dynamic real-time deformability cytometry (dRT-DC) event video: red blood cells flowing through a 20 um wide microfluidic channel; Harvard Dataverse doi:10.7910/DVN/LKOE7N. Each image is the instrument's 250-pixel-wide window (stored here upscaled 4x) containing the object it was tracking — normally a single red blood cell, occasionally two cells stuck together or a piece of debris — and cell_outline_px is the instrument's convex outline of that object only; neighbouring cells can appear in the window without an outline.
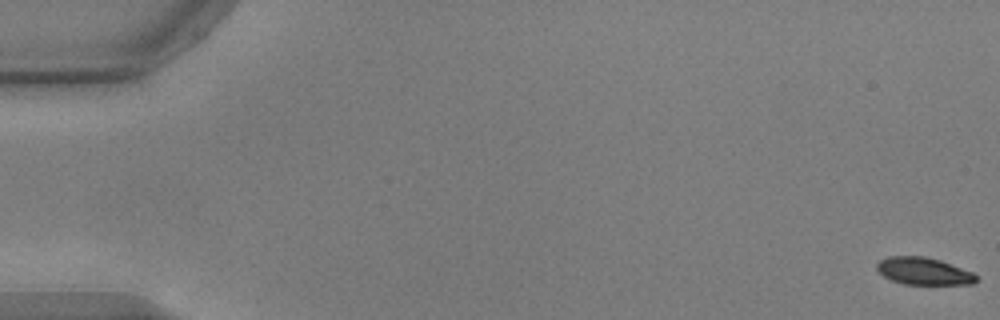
{"species": "common noctule bat (a hibernating species)", "species_latin": "Nyctalus noctula", "temperature_condition": "warm", "stored_images_in_passage": 55, "camera_frame_rate_fps": 3000, "um_per_image_px": 0.085, "animal": {"sex": "male", "body_mass_g": 17.9, "forearm_length_mm": 54.2}, "frame": {"image": 1, "passage_image": 1, "time_ms": 0.0, "image_size_px": [1000, 320], "cell_outline_px": [[976, 280], [972, 284], [904, 284], [892, 280], [884, 276], [876, 268], [876, 264], [880, 260], [888, 256], [924, 256], [940, 260], [972, 272], [976, 276]], "centroid_in_image_um": [78.48, 23.04], "position_along_channel_um": 6.5, "area_um2": 15.61}}
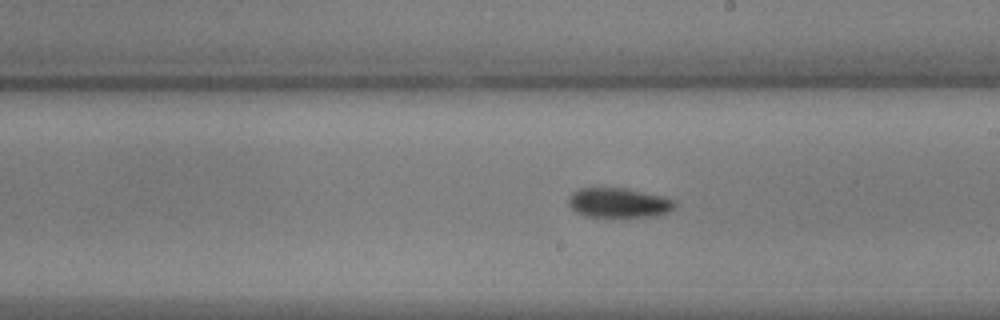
{"frame": {"image": 2, "passage_image": 32, "time_ms": 10.333, "image_size_px": [1000, 320], "cell_outline_px": [[676, 204], [668, 212], [656, 216], [588, 216], [576, 212], [568, 204], [568, 196], [572, 192], [580, 188], [624, 188], [660, 196], [676, 200]], "centroid_in_image_um": [52.56, 17.23], "position_along_channel_um": 236.4, "area_um2": 18.09}}
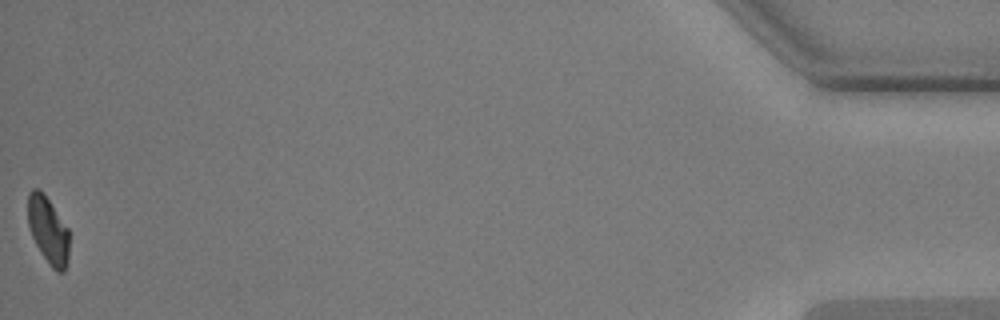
{"frame": {"image": 3, "passage_image": 55, "time_ms": 18.0, "image_size_px": [1000, 320], "cell_outline_px": [[68, 260], [64, 272], [56, 272], [48, 264], [40, 252], [32, 236], [28, 224], [28, 192], [32, 188], [36, 188], [48, 200], [68, 228]], "centroid_in_image_um": [4.08, 19.62], "position_along_channel_um": 431.1, "area_um2": 15.9}, "authors_computed_cell_mechanics": {"area_um2": 17.629, "velocity_mm_per_s": 3.7449, "shape_relaxation_time_tau1_ms": 3.5494, "shape_relaxation_time_tau2_ms": null, "deformation_change_tau1": 0.1293, "deformation_change_tau2": null}}